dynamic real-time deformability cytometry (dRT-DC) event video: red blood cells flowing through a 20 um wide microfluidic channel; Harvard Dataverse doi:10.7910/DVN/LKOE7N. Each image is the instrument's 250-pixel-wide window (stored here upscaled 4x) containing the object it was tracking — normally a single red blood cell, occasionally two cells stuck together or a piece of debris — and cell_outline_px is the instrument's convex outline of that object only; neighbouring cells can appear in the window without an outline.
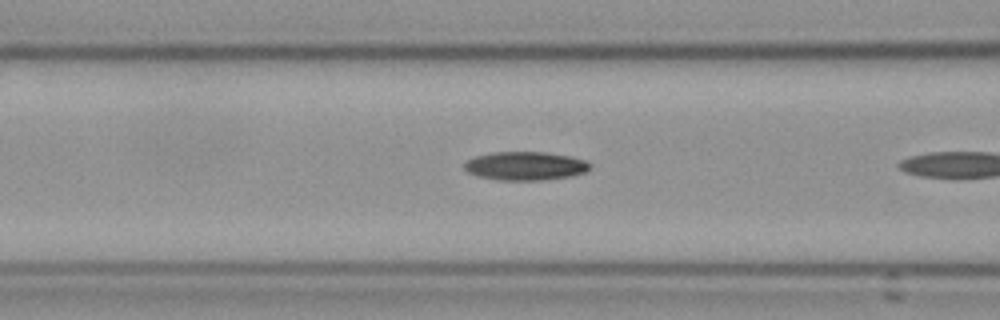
{"species": "Egyptian fruit bat (a non-hibernating species)", "species_latin": "Rousettus aegyptiacus", "temperature_condition": "cold", "stored_images_in_passage": 8, "camera_frame_rate_fps": 3000, "um_per_image_px": 0.085, "frame": {"image": 1, "passage_image": 7, "time_ms": 2.0, "image_size_px": [1000, 320], "cell_outline_px": [[588, 168], [584, 172], [568, 176], [540, 180], [500, 180], [480, 176], [468, 172], [464, 168], [464, 164], [468, 160], [476, 156], [492, 152], [544, 152], [568, 156], [584, 160], [588, 164]], "centroid_in_image_um": [44.59, 14.1], "position_along_channel_um": 122.0, "area_um2": 20.4}}